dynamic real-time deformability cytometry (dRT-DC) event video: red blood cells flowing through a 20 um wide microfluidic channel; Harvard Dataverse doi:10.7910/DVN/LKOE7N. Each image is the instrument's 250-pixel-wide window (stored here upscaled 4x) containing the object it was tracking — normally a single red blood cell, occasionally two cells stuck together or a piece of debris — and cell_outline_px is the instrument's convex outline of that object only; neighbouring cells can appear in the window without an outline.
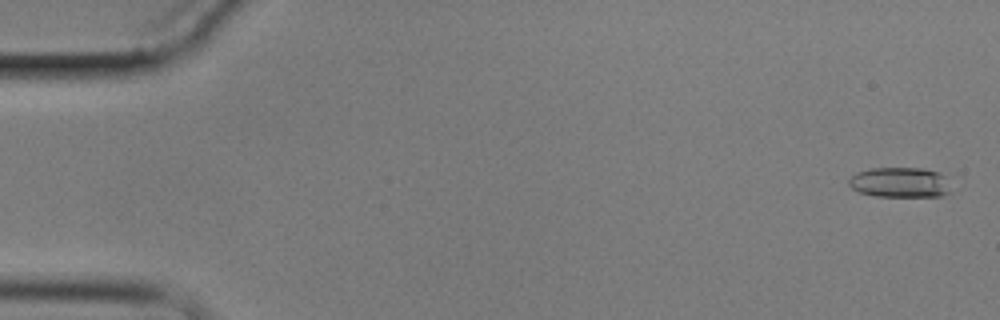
{"species": "common noctule bat (a hibernating species)", "species_latin": "Nyctalus noctula", "temperature_condition": "cold", "stored_images_in_passage": 7, "camera_frame_rate_fps": 3000, "um_per_image_px": 0.085, "animal": {"sex": "male", "body_mass_g": 17.9}, "frame": {"image": 1, "passage_image": 1, "time_ms": 0.0, "image_size_px": [1000, 320], "cell_outline_px": [[952, 192], [940, 196], [876, 196], [860, 192], [852, 188], [848, 184], [848, 180], [856, 172], [868, 168], [924, 168], [940, 172], [944, 176]], "centroid_in_image_um": [76.49, 15.49], "position_along_channel_um": 8.5, "area_um2": 18.03}}
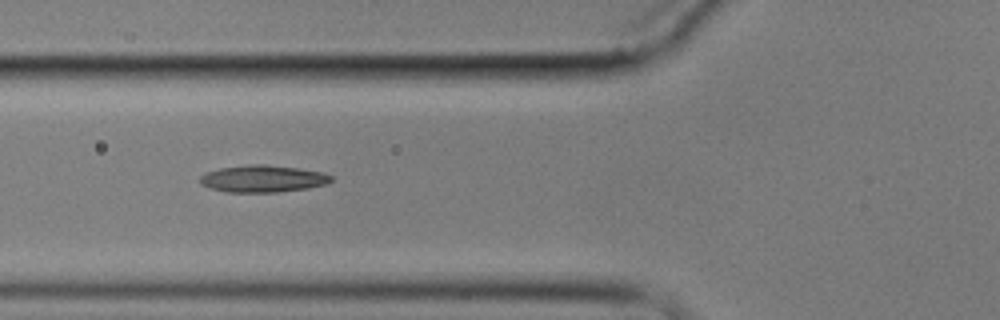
{"frame": {"image": 2, "passage_image": 6, "time_ms": 6.667, "image_size_px": [1000, 320], "cell_outline_px": [[332, 180], [328, 184], [308, 188], [276, 192], [228, 192], [212, 188], [200, 184], [200, 176], [204, 172], [220, 168], [252, 164], [264, 164], [296, 168], [324, 172], [332, 176]], "centroid_in_image_um": [22.35, 15.19], "position_along_channel_um": 103.5, "area_um2": 20.63}}
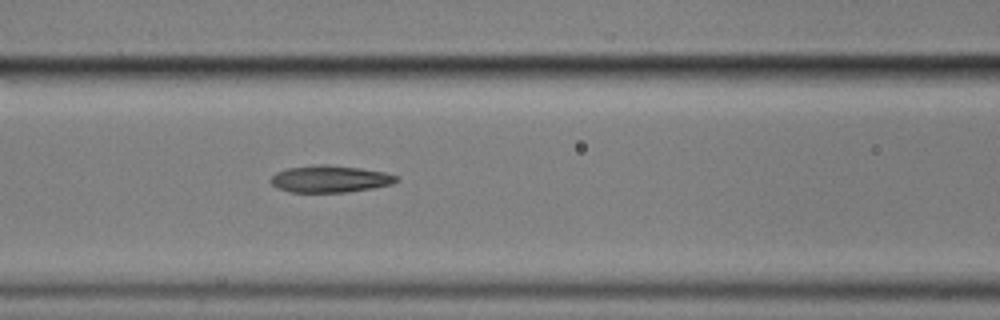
{"frame": {"image": 3, "passage_image": 7, "time_ms": 7.667, "image_size_px": [1000, 320], "cell_outline_px": [[400, 180], [392, 184], [372, 188], [348, 192], [292, 192], [276, 188], [268, 180], [276, 172], [288, 168], [316, 164], [324, 164], [360, 168], [384, 172], [400, 176]], "centroid_in_image_um": [28.06, 15.21], "position_along_channel_um": 138.5, "area_um2": 19.88}}